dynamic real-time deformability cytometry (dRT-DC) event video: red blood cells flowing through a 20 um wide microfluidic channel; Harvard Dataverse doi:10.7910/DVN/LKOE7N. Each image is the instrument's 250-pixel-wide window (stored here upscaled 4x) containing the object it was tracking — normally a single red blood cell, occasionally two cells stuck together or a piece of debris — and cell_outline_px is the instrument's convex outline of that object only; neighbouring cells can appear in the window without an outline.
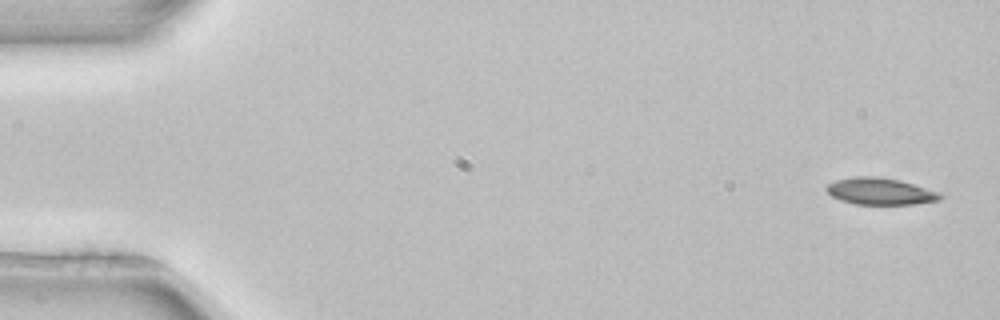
{"species": "common noctule bat (a hibernating species)", "species_latin": "Nyctalus noctula", "temperature_condition": "room temperature", "stored_images_in_passage": 3, "camera_frame_rate_fps": 3000, "um_per_image_px": 0.085, "animal": {"sex": "female", "body_mass_g": 22.7, "forearm_length_mm": 54.2}, "frame": {"image": 1, "passage_image": 1, "time_ms": 0.0, "image_size_px": [1000, 320], "cell_outline_px": [[944, 196], [940, 200], [912, 204], [856, 204], [840, 200], [832, 196], [824, 188], [828, 184], [836, 180], [856, 176], [880, 176], [900, 180], [936, 192]], "centroid_in_image_um": [74.77, 16.25], "position_along_channel_um": 10.2, "area_um2": 17.57}}